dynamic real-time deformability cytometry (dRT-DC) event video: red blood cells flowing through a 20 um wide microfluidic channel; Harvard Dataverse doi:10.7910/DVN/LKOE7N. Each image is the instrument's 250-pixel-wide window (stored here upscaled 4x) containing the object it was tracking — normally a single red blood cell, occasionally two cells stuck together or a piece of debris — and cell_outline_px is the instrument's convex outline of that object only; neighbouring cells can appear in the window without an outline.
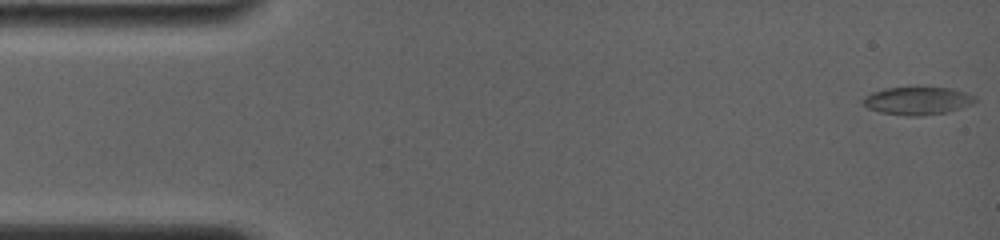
{"species": "common noctule bat (a hibernating species)", "species_latin": "Nyctalus noctula", "temperature_condition": "room temperature", "stored_images_in_passage": 16, "camera_frame_rate_fps": 4000, "um_per_image_px": 0.085, "animal": {"sex": "female", "body_mass_g": 19.0, "forearm_length_mm": 56.7}, "frame": {"image": 1, "passage_image": 1, "time_ms": 0.0, "image_size_px": [1000, 240], "cell_outline_px": [[976, 100], [972, 104], [960, 108], [944, 112], [920, 116], [908, 116], [880, 112], [868, 108], [860, 104], [860, 100], [864, 96], [872, 92], [884, 88], [952, 88], [976, 96]], "centroid_in_image_um": [77.92, 8.57], "position_along_channel_um": 7.1, "area_um2": 18.15}}
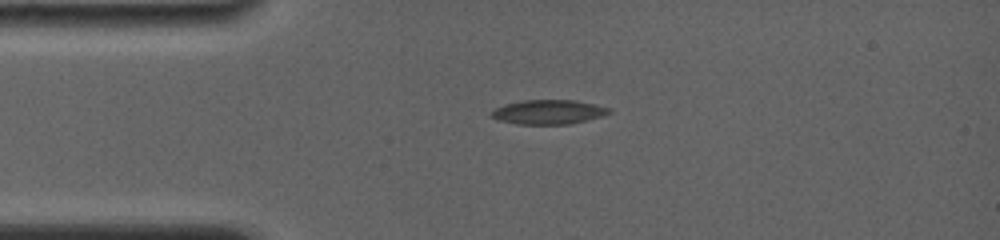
{"frame": {"image": 2, "passage_image": 10, "time_ms": 3.5, "image_size_px": [1000, 240], "cell_outline_px": [[612, 112], [600, 116], [572, 124], [516, 124], [500, 120], [492, 116], [492, 112], [496, 108], [504, 104], [524, 100], [576, 100], [596, 104], [612, 108]], "centroid_in_image_um": [46.67, 9.51], "position_along_channel_um": 38.3, "area_um2": 16.65}}
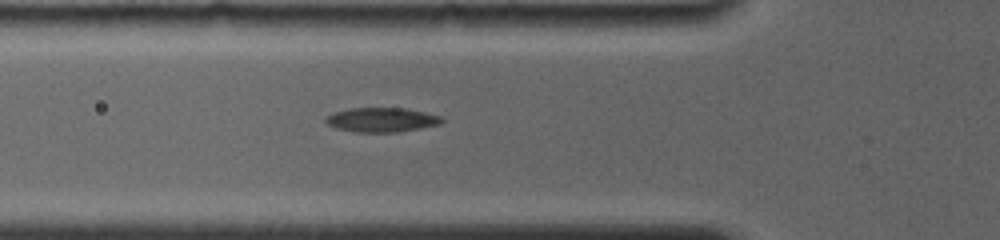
{"frame": {"image": 3, "passage_image": 16, "time_ms": 5.5, "image_size_px": [1000, 240], "cell_outline_px": [[444, 120], [440, 124], [420, 128], [396, 132], [356, 132], [336, 128], [328, 124], [324, 120], [324, 116], [348, 108], [404, 108], [424, 112], [440, 116]], "centroid_in_image_um": [32.41, 10.18], "position_along_channel_um": 93.4, "area_um2": 16.42}}